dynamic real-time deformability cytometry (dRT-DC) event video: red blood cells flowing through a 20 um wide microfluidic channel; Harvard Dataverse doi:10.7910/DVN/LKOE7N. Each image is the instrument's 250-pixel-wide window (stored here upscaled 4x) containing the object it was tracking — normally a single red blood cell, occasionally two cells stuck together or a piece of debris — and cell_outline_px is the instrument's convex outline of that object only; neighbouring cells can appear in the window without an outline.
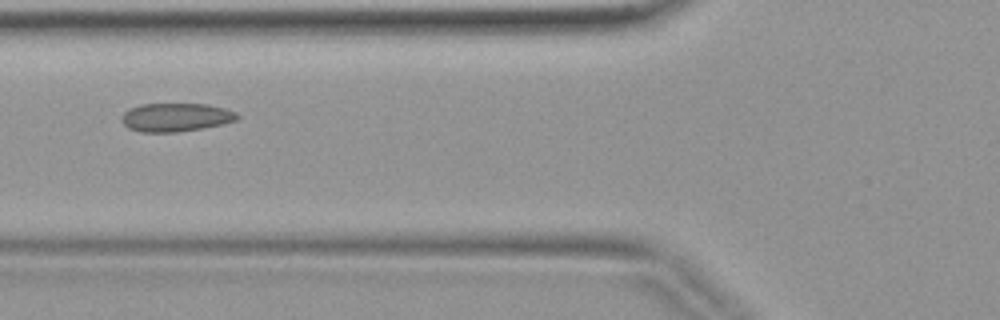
{"species": "common noctule bat (a hibernating species)", "species_latin": "Nyctalus noctula", "temperature_condition": "warm", "stored_images_in_passage": 2, "camera_frame_rate_fps": 3000, "um_per_image_px": 0.085, "animal": {"sex": "female", "body_mass_g": 19.9}, "frame": {"image": 1, "passage_image": 2, "time_ms": 0.333, "image_size_px": [1000, 320], "cell_outline_px": [[240, 116], [236, 120], [224, 124], [204, 128], [176, 132], [140, 132], [128, 128], [120, 120], [120, 116], [128, 108], [140, 104], [208, 104], [224, 108], [236, 112]], "centroid_in_image_um": [14.92, 9.97], "position_along_channel_um": 110.9, "area_um2": 19.42}}